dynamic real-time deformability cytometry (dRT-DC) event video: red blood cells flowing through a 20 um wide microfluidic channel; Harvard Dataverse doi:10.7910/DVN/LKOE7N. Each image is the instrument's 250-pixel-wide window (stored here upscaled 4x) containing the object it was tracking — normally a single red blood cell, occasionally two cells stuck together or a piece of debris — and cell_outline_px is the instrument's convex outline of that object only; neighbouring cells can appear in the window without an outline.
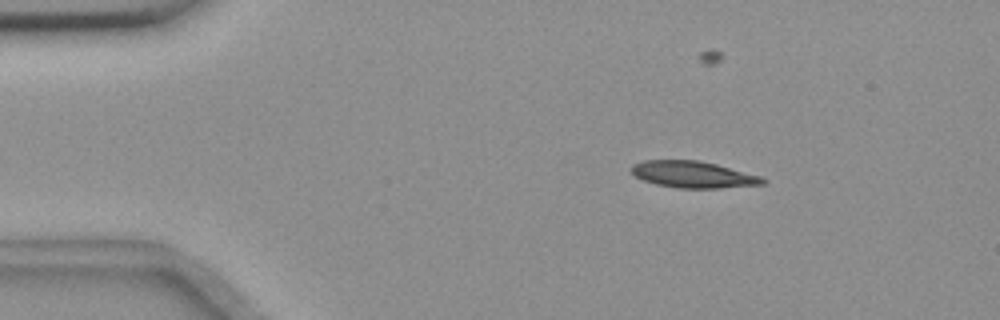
{"species": "common noctule bat (a hibernating species)", "species_latin": "Nyctalus noctula", "temperature_condition": "room temperature", "stored_images_in_passage": 5, "camera_frame_rate_fps": 3000, "um_per_image_px": 0.085, "animal": {"sex": "female", "body_mass_g": 18.4}, "frame": {"image": 1, "passage_image": 2, "time_ms": 1.333, "image_size_px": [1000, 320], "cell_outline_px": [[768, 180], [764, 184], [720, 188], [680, 188], [656, 184], [644, 180], [636, 176], [628, 168], [632, 164], [644, 160], [700, 160], [716, 164], [760, 176]], "centroid_in_image_um": [58.9, 14.82], "position_along_channel_um": 26.1, "area_um2": 20.35}}